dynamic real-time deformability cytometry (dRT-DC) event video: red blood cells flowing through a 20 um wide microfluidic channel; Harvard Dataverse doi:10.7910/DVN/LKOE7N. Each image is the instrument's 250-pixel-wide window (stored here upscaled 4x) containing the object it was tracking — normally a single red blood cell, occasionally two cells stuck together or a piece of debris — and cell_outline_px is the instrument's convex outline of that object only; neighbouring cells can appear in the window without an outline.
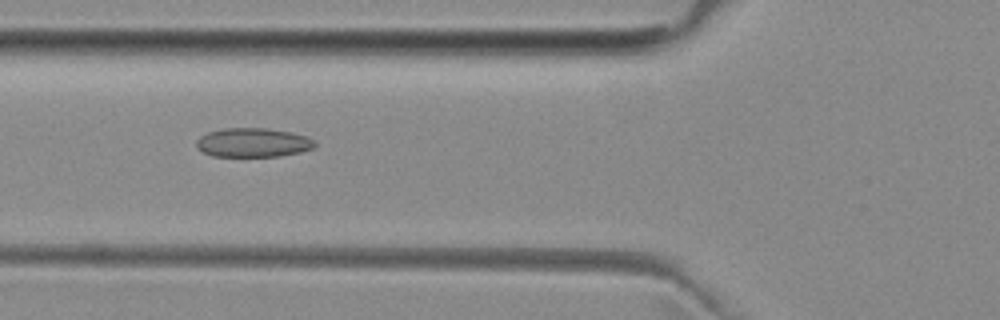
{"species": "common noctule bat (a hibernating species)", "species_latin": "Nyctalus noctula", "temperature_condition": "room temperature", "stored_images_in_passage": 7, "camera_frame_rate_fps": 3000, "um_per_image_px": 0.085, "animal": {"sex": "female", "body_mass_g": 29.2, "forearm_length_mm": 56.3}, "frame": {"image": 1, "passage_image": 5, "time_ms": 5.333, "image_size_px": [1000, 320], "cell_outline_px": [[316, 144], [312, 148], [300, 152], [280, 156], [212, 156], [196, 148], [196, 140], [200, 136], [208, 132], [224, 128], [268, 128], [292, 132], [308, 136], [316, 140]], "centroid_in_image_um": [21.52, 12.11], "position_along_channel_um": 104.3, "area_um2": 20.23}}
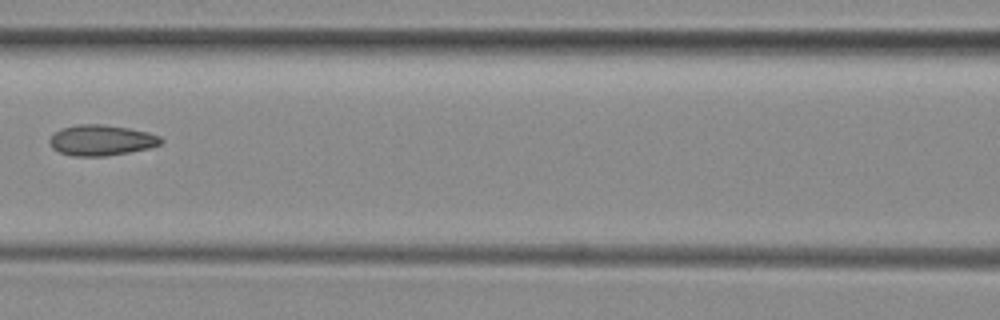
{"frame": {"image": 2, "passage_image": 6, "time_ms": 6.667, "image_size_px": [1000, 320], "cell_outline_px": [[164, 140], [160, 144], [148, 148], [128, 152], [104, 156], [72, 156], [60, 152], [52, 148], [48, 140], [60, 128], [76, 124], [104, 124], [128, 128], [148, 132], [160, 136]], "centroid_in_image_um": [8.6, 11.91], "position_along_channel_um": 158.0, "area_um2": 19.88}}
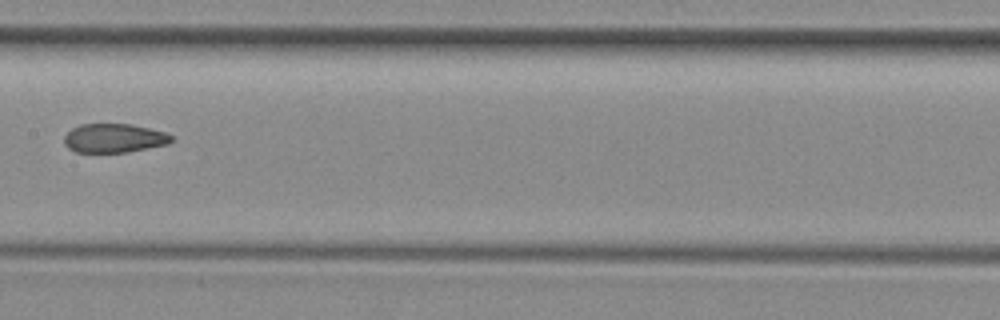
{"frame": {"image": 3, "passage_image": 7, "time_ms": 7.667, "image_size_px": [1000, 320], "cell_outline_px": [[176, 140], [168, 144], [128, 152], [76, 152], [68, 148], [64, 144], [64, 136], [72, 128], [80, 124], [132, 124], [164, 132], [172, 136]], "centroid_in_image_um": [9.7, 11.74], "position_along_channel_um": 197.7, "area_um2": 18.15}}